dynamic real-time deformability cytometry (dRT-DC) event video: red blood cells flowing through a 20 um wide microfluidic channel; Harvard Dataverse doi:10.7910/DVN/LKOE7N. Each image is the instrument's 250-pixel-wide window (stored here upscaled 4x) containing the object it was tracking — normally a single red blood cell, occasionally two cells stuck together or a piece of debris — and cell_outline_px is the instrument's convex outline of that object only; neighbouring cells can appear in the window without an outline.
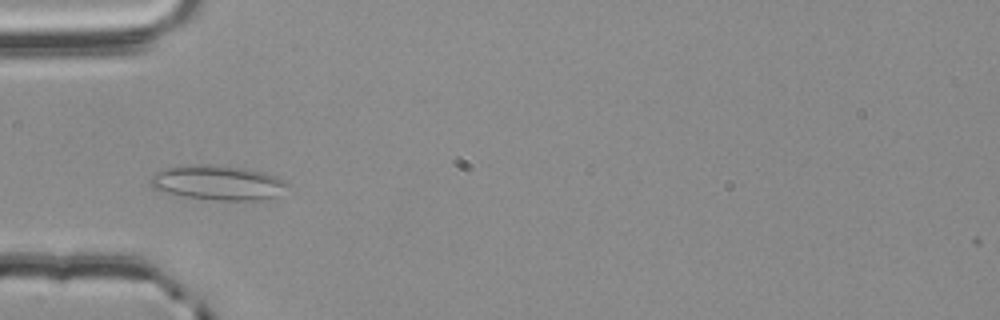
{"species": "common noctule bat (a hibernating species)", "species_latin": "Nyctalus noctula", "temperature_condition": "room temperature", "stored_images_in_passage": 16, "camera_frame_rate_fps": 3000, "um_per_image_px": 0.085, "animal": {"sex": "male", "body_mass_g": 20.4}, "frame": {"image": 1, "passage_image": 1, "time_ms": 0.0, "image_size_px": [1000, 320], "cell_outline_px": [[288, 184], [276, 196], [260, 200], [216, 200], [184, 196], [160, 192], [152, 188], [148, 184], [148, 180], [156, 172], [164, 168], [184, 164], [244, 168], [264, 172], [276, 176], [284, 180]], "centroid_in_image_um": [18.43, 15.53], "position_along_channel_um": 66.6, "area_um2": 27.57}}
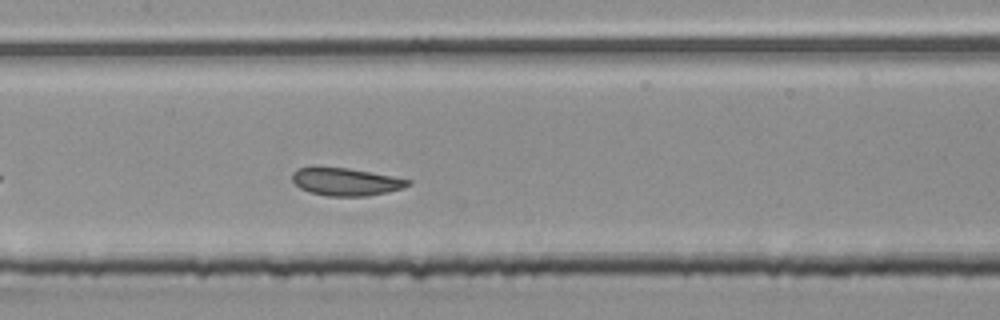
{"frame": {"image": 2, "passage_image": 10, "time_ms": 3.0, "image_size_px": [1000, 320], "cell_outline_px": [[412, 184], [404, 188], [388, 192], [368, 196], [328, 196], [308, 192], [300, 188], [292, 180], [292, 172], [296, 168], [348, 168], [392, 176], [412, 180]], "centroid_in_image_um": [29.43, 15.46], "position_along_channel_um": 178.0, "area_um2": 18.61}}
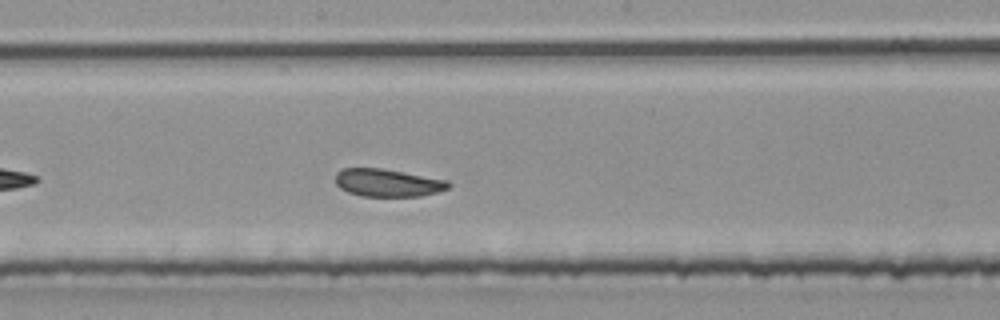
{"frame": {"image": 3, "passage_image": 13, "time_ms": 4.0, "image_size_px": [1000, 320], "cell_outline_px": [[452, 184], [448, 188], [436, 192], [420, 196], [360, 196], [348, 192], [340, 188], [336, 184], [336, 172], [344, 168], [380, 168], [448, 180]], "centroid_in_image_um": [32.94, 15.54], "position_along_channel_um": 215.3, "area_um2": 18.15}}